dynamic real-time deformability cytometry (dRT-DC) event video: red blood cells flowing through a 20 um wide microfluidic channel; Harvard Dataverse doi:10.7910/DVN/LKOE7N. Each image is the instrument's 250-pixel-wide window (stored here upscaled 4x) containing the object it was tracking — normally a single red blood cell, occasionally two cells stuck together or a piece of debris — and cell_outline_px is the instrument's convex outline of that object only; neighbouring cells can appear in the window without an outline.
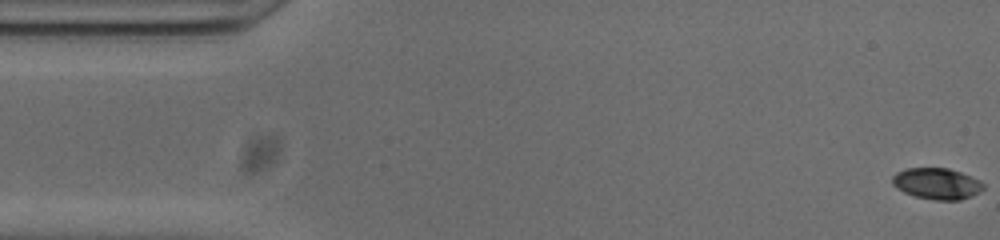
{"species": "common noctule bat (a hibernating species)", "species_latin": "Nyctalus noctula", "temperature_condition": "cold", "stored_images_in_passage": 53, "camera_frame_rate_fps": 3000, "um_per_image_px": 0.085, "animal": {"sex": "male", "body_mass_g": 20.0, "forearm_length_mm": 53.3}, "frame": {"image": 1, "passage_image": 1, "time_ms": 0.0, "image_size_px": [1000, 240], "cell_outline_px": [[984, 188], [980, 192], [972, 196], [960, 200], [936, 200], [916, 196], [904, 192], [896, 188], [892, 184], [892, 176], [896, 172], [904, 168], [948, 168], [960, 172], [980, 180], [984, 184]], "centroid_in_image_um": [79.63, 15.6], "position_along_channel_um": 5.4, "area_um2": 16.65}}
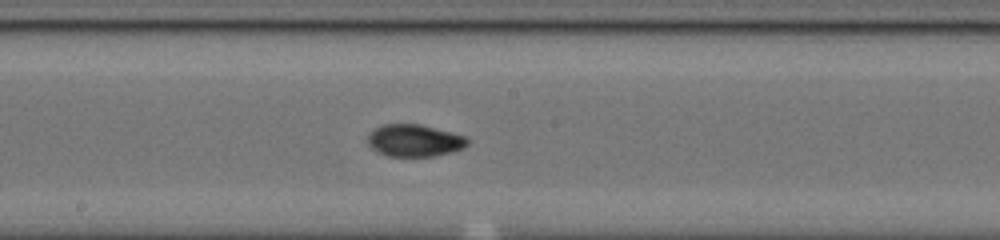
{"frame": {"image": 2, "passage_image": 27, "time_ms": 8.667, "image_size_px": [1000, 240], "cell_outline_px": [[468, 144], [464, 148], [452, 152], [432, 156], [388, 156], [372, 148], [368, 144], [368, 132], [384, 124], [420, 124], [464, 136], [468, 140]], "centroid_in_image_um": [35.21, 11.94], "position_along_channel_um": 213.0, "area_um2": 18.5}}
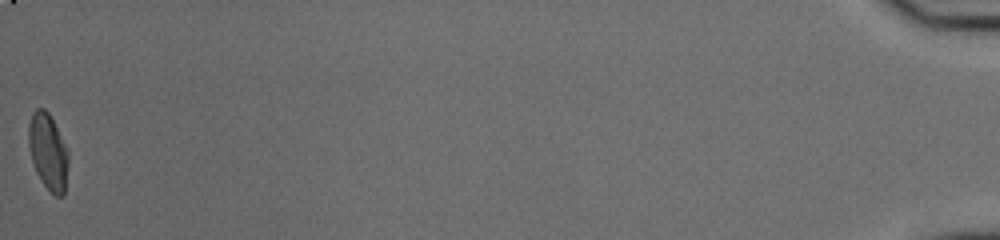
{"frame": {"image": 3, "passage_image": 53, "time_ms": 17.333, "image_size_px": [1000, 240], "cell_outline_px": [[68, 168], [64, 196], [56, 196], [40, 180], [36, 172], [32, 160], [28, 144], [28, 124], [32, 112], [36, 108], [44, 108], [48, 112], [68, 148]], "centroid_in_image_um": [4.09, 12.88], "position_along_channel_um": 431.1, "area_um2": 17.8}, "authors_computed_cell_mechanics": {"area_um2": 17.7446, "velocity_mm_per_s": 3.8268, "shape_relaxation_time_tau1_ms": 4.5063, "shape_relaxation_time_tau2_ms": 1.8393, "deformation_change_tau1": 0.1921, "deformation_change_tau2": 0.0549}}